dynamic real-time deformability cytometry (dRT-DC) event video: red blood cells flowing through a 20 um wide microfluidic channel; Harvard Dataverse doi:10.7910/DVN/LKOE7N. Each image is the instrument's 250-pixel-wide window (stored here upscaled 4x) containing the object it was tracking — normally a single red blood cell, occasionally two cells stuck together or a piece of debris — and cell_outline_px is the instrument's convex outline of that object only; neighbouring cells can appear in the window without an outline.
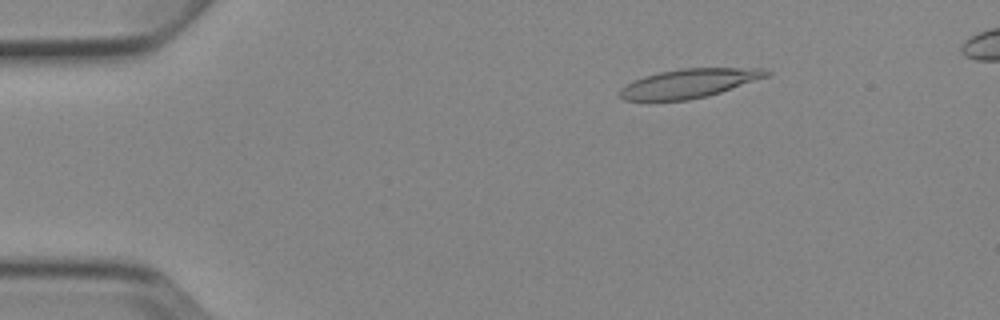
{"species": "Egyptian fruit bat (a non-hibernating species)", "species_latin": "Rousettus aegyptiacus", "temperature_condition": "cold", "stored_images_in_passage": 6, "camera_frame_rate_fps": 3000, "um_per_image_px": 0.085, "animal": {"sex": "female"}, "frame": {"image": 1, "passage_image": 3, "time_ms": 2.333, "image_size_px": [1000, 320], "cell_outline_px": [[772, 72], [768, 76], [708, 96], [688, 100], [624, 100], [620, 96], [620, 88], [644, 76], [660, 72], [680, 68], [768, 68]], "centroid_in_image_um": [58.62, 7.07], "position_along_channel_um": 26.4, "area_um2": 24.51}}